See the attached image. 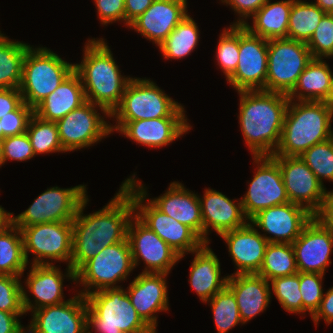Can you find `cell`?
<instances>
[{
	"label": "cell",
	"instance_id": "obj_31",
	"mask_svg": "<svg viewBox=\"0 0 333 333\" xmlns=\"http://www.w3.org/2000/svg\"><path fill=\"white\" fill-rule=\"evenodd\" d=\"M332 74L329 63L323 59H312L288 94L289 100L330 103Z\"/></svg>",
	"mask_w": 333,
	"mask_h": 333
},
{
	"label": "cell",
	"instance_id": "obj_33",
	"mask_svg": "<svg viewBox=\"0 0 333 333\" xmlns=\"http://www.w3.org/2000/svg\"><path fill=\"white\" fill-rule=\"evenodd\" d=\"M31 45L10 40L5 34L0 38V88H19L23 62Z\"/></svg>",
	"mask_w": 333,
	"mask_h": 333
},
{
	"label": "cell",
	"instance_id": "obj_35",
	"mask_svg": "<svg viewBox=\"0 0 333 333\" xmlns=\"http://www.w3.org/2000/svg\"><path fill=\"white\" fill-rule=\"evenodd\" d=\"M199 35L197 23L188 14L158 47L166 60H181L197 47Z\"/></svg>",
	"mask_w": 333,
	"mask_h": 333
},
{
	"label": "cell",
	"instance_id": "obj_32",
	"mask_svg": "<svg viewBox=\"0 0 333 333\" xmlns=\"http://www.w3.org/2000/svg\"><path fill=\"white\" fill-rule=\"evenodd\" d=\"M293 0L265 3L251 18L252 26L246 27L252 34L264 39L287 38L289 16Z\"/></svg>",
	"mask_w": 333,
	"mask_h": 333
},
{
	"label": "cell",
	"instance_id": "obj_4",
	"mask_svg": "<svg viewBox=\"0 0 333 333\" xmlns=\"http://www.w3.org/2000/svg\"><path fill=\"white\" fill-rule=\"evenodd\" d=\"M333 106L324 101L289 100L281 140L273 155L300 156L333 137Z\"/></svg>",
	"mask_w": 333,
	"mask_h": 333
},
{
	"label": "cell",
	"instance_id": "obj_40",
	"mask_svg": "<svg viewBox=\"0 0 333 333\" xmlns=\"http://www.w3.org/2000/svg\"><path fill=\"white\" fill-rule=\"evenodd\" d=\"M301 159L323 183V179L333 182V137L307 149Z\"/></svg>",
	"mask_w": 333,
	"mask_h": 333
},
{
	"label": "cell",
	"instance_id": "obj_53",
	"mask_svg": "<svg viewBox=\"0 0 333 333\" xmlns=\"http://www.w3.org/2000/svg\"><path fill=\"white\" fill-rule=\"evenodd\" d=\"M26 313H9L0 311V333H26V328L18 317Z\"/></svg>",
	"mask_w": 333,
	"mask_h": 333
},
{
	"label": "cell",
	"instance_id": "obj_34",
	"mask_svg": "<svg viewBox=\"0 0 333 333\" xmlns=\"http://www.w3.org/2000/svg\"><path fill=\"white\" fill-rule=\"evenodd\" d=\"M27 266L21 231L12 223L0 233V275L22 277Z\"/></svg>",
	"mask_w": 333,
	"mask_h": 333
},
{
	"label": "cell",
	"instance_id": "obj_39",
	"mask_svg": "<svg viewBox=\"0 0 333 333\" xmlns=\"http://www.w3.org/2000/svg\"><path fill=\"white\" fill-rule=\"evenodd\" d=\"M205 303L211 306L217 333H229L239 323L243 324L236 298L227 286Z\"/></svg>",
	"mask_w": 333,
	"mask_h": 333
},
{
	"label": "cell",
	"instance_id": "obj_48",
	"mask_svg": "<svg viewBox=\"0 0 333 333\" xmlns=\"http://www.w3.org/2000/svg\"><path fill=\"white\" fill-rule=\"evenodd\" d=\"M94 3L102 25L116 21H123L125 24L124 0H94Z\"/></svg>",
	"mask_w": 333,
	"mask_h": 333
},
{
	"label": "cell",
	"instance_id": "obj_59",
	"mask_svg": "<svg viewBox=\"0 0 333 333\" xmlns=\"http://www.w3.org/2000/svg\"><path fill=\"white\" fill-rule=\"evenodd\" d=\"M3 140V129L1 128V122H0V141Z\"/></svg>",
	"mask_w": 333,
	"mask_h": 333
},
{
	"label": "cell",
	"instance_id": "obj_25",
	"mask_svg": "<svg viewBox=\"0 0 333 333\" xmlns=\"http://www.w3.org/2000/svg\"><path fill=\"white\" fill-rule=\"evenodd\" d=\"M166 273H140L126 292L140 317L150 326L157 327L158 312L169 311Z\"/></svg>",
	"mask_w": 333,
	"mask_h": 333
},
{
	"label": "cell",
	"instance_id": "obj_43",
	"mask_svg": "<svg viewBox=\"0 0 333 333\" xmlns=\"http://www.w3.org/2000/svg\"><path fill=\"white\" fill-rule=\"evenodd\" d=\"M306 44L313 59L333 58V15L331 13L323 16Z\"/></svg>",
	"mask_w": 333,
	"mask_h": 333
},
{
	"label": "cell",
	"instance_id": "obj_23",
	"mask_svg": "<svg viewBox=\"0 0 333 333\" xmlns=\"http://www.w3.org/2000/svg\"><path fill=\"white\" fill-rule=\"evenodd\" d=\"M201 217L203 221V241L210 243L207 236L210 229L218 235L245 226L249 220L246 218L241 200L229 199L222 192L205 188L203 197L198 195ZM237 201V202H236Z\"/></svg>",
	"mask_w": 333,
	"mask_h": 333
},
{
	"label": "cell",
	"instance_id": "obj_17",
	"mask_svg": "<svg viewBox=\"0 0 333 333\" xmlns=\"http://www.w3.org/2000/svg\"><path fill=\"white\" fill-rule=\"evenodd\" d=\"M271 157L280 167L289 201L305 207L314 215L325 199L326 187L300 156L271 155Z\"/></svg>",
	"mask_w": 333,
	"mask_h": 333
},
{
	"label": "cell",
	"instance_id": "obj_28",
	"mask_svg": "<svg viewBox=\"0 0 333 333\" xmlns=\"http://www.w3.org/2000/svg\"><path fill=\"white\" fill-rule=\"evenodd\" d=\"M226 286L233 292L243 325L263 313L270 304V283L258 274L228 275Z\"/></svg>",
	"mask_w": 333,
	"mask_h": 333
},
{
	"label": "cell",
	"instance_id": "obj_54",
	"mask_svg": "<svg viewBox=\"0 0 333 333\" xmlns=\"http://www.w3.org/2000/svg\"><path fill=\"white\" fill-rule=\"evenodd\" d=\"M154 0H124L125 24L129 25L153 3Z\"/></svg>",
	"mask_w": 333,
	"mask_h": 333
},
{
	"label": "cell",
	"instance_id": "obj_12",
	"mask_svg": "<svg viewBox=\"0 0 333 333\" xmlns=\"http://www.w3.org/2000/svg\"><path fill=\"white\" fill-rule=\"evenodd\" d=\"M86 185L72 188L58 186L47 188L21 214L12 215V223L17 227L36 224L73 221L79 206L87 197Z\"/></svg>",
	"mask_w": 333,
	"mask_h": 333
},
{
	"label": "cell",
	"instance_id": "obj_2",
	"mask_svg": "<svg viewBox=\"0 0 333 333\" xmlns=\"http://www.w3.org/2000/svg\"><path fill=\"white\" fill-rule=\"evenodd\" d=\"M239 124L253 156H271L281 140L289 103L287 94L265 90L238 91Z\"/></svg>",
	"mask_w": 333,
	"mask_h": 333
},
{
	"label": "cell",
	"instance_id": "obj_49",
	"mask_svg": "<svg viewBox=\"0 0 333 333\" xmlns=\"http://www.w3.org/2000/svg\"><path fill=\"white\" fill-rule=\"evenodd\" d=\"M226 6H230L232 10L239 15L238 20L232 25L244 26L247 19L252 17L265 3L269 0H220Z\"/></svg>",
	"mask_w": 333,
	"mask_h": 333
},
{
	"label": "cell",
	"instance_id": "obj_16",
	"mask_svg": "<svg viewBox=\"0 0 333 333\" xmlns=\"http://www.w3.org/2000/svg\"><path fill=\"white\" fill-rule=\"evenodd\" d=\"M127 240L136 268L140 259L146 265L142 273L169 274L179 255L135 214L129 222Z\"/></svg>",
	"mask_w": 333,
	"mask_h": 333
},
{
	"label": "cell",
	"instance_id": "obj_52",
	"mask_svg": "<svg viewBox=\"0 0 333 333\" xmlns=\"http://www.w3.org/2000/svg\"><path fill=\"white\" fill-rule=\"evenodd\" d=\"M321 318L328 325L333 323V286L323 294L320 307L312 316V321L315 323V326L318 325Z\"/></svg>",
	"mask_w": 333,
	"mask_h": 333
},
{
	"label": "cell",
	"instance_id": "obj_37",
	"mask_svg": "<svg viewBox=\"0 0 333 333\" xmlns=\"http://www.w3.org/2000/svg\"><path fill=\"white\" fill-rule=\"evenodd\" d=\"M298 273L292 244L268 243L265 249L262 265L257 273L270 281Z\"/></svg>",
	"mask_w": 333,
	"mask_h": 333
},
{
	"label": "cell",
	"instance_id": "obj_11",
	"mask_svg": "<svg viewBox=\"0 0 333 333\" xmlns=\"http://www.w3.org/2000/svg\"><path fill=\"white\" fill-rule=\"evenodd\" d=\"M20 231L28 264L30 252L35 255L32 265H53V261H65L71 267L72 221L36 224L21 227Z\"/></svg>",
	"mask_w": 333,
	"mask_h": 333
},
{
	"label": "cell",
	"instance_id": "obj_27",
	"mask_svg": "<svg viewBox=\"0 0 333 333\" xmlns=\"http://www.w3.org/2000/svg\"><path fill=\"white\" fill-rule=\"evenodd\" d=\"M150 201L163 213L191 228L203 240V221L198 195L179 181L170 183L167 191Z\"/></svg>",
	"mask_w": 333,
	"mask_h": 333
},
{
	"label": "cell",
	"instance_id": "obj_30",
	"mask_svg": "<svg viewBox=\"0 0 333 333\" xmlns=\"http://www.w3.org/2000/svg\"><path fill=\"white\" fill-rule=\"evenodd\" d=\"M85 102L81 78L74 70L34 108V114L43 120L57 122Z\"/></svg>",
	"mask_w": 333,
	"mask_h": 333
},
{
	"label": "cell",
	"instance_id": "obj_45",
	"mask_svg": "<svg viewBox=\"0 0 333 333\" xmlns=\"http://www.w3.org/2000/svg\"><path fill=\"white\" fill-rule=\"evenodd\" d=\"M0 311L25 313L21 277L0 275Z\"/></svg>",
	"mask_w": 333,
	"mask_h": 333
},
{
	"label": "cell",
	"instance_id": "obj_10",
	"mask_svg": "<svg viewBox=\"0 0 333 333\" xmlns=\"http://www.w3.org/2000/svg\"><path fill=\"white\" fill-rule=\"evenodd\" d=\"M312 59L304 42L290 38L269 39L266 91L288 95Z\"/></svg>",
	"mask_w": 333,
	"mask_h": 333
},
{
	"label": "cell",
	"instance_id": "obj_38",
	"mask_svg": "<svg viewBox=\"0 0 333 333\" xmlns=\"http://www.w3.org/2000/svg\"><path fill=\"white\" fill-rule=\"evenodd\" d=\"M26 133L29 136L35 156L45 153L66 152L60 142L56 122L43 120L33 114Z\"/></svg>",
	"mask_w": 333,
	"mask_h": 333
},
{
	"label": "cell",
	"instance_id": "obj_26",
	"mask_svg": "<svg viewBox=\"0 0 333 333\" xmlns=\"http://www.w3.org/2000/svg\"><path fill=\"white\" fill-rule=\"evenodd\" d=\"M249 221L245 226L219 235L227 244L237 274H257L262 265L268 241Z\"/></svg>",
	"mask_w": 333,
	"mask_h": 333
},
{
	"label": "cell",
	"instance_id": "obj_50",
	"mask_svg": "<svg viewBox=\"0 0 333 333\" xmlns=\"http://www.w3.org/2000/svg\"><path fill=\"white\" fill-rule=\"evenodd\" d=\"M23 103L19 88H0V118Z\"/></svg>",
	"mask_w": 333,
	"mask_h": 333
},
{
	"label": "cell",
	"instance_id": "obj_47",
	"mask_svg": "<svg viewBox=\"0 0 333 333\" xmlns=\"http://www.w3.org/2000/svg\"><path fill=\"white\" fill-rule=\"evenodd\" d=\"M34 109L23 102L16 110L0 118L3 139L7 136L20 135L26 132Z\"/></svg>",
	"mask_w": 333,
	"mask_h": 333
},
{
	"label": "cell",
	"instance_id": "obj_55",
	"mask_svg": "<svg viewBox=\"0 0 333 333\" xmlns=\"http://www.w3.org/2000/svg\"><path fill=\"white\" fill-rule=\"evenodd\" d=\"M12 215L13 212H7L0 205V233L7 229L12 224Z\"/></svg>",
	"mask_w": 333,
	"mask_h": 333
},
{
	"label": "cell",
	"instance_id": "obj_15",
	"mask_svg": "<svg viewBox=\"0 0 333 333\" xmlns=\"http://www.w3.org/2000/svg\"><path fill=\"white\" fill-rule=\"evenodd\" d=\"M268 40L239 26V58L235 72L226 80L235 90H265Z\"/></svg>",
	"mask_w": 333,
	"mask_h": 333
},
{
	"label": "cell",
	"instance_id": "obj_8",
	"mask_svg": "<svg viewBox=\"0 0 333 333\" xmlns=\"http://www.w3.org/2000/svg\"><path fill=\"white\" fill-rule=\"evenodd\" d=\"M145 78H133L125 88L120 105L112 112L114 121L186 117L184 106Z\"/></svg>",
	"mask_w": 333,
	"mask_h": 333
},
{
	"label": "cell",
	"instance_id": "obj_51",
	"mask_svg": "<svg viewBox=\"0 0 333 333\" xmlns=\"http://www.w3.org/2000/svg\"><path fill=\"white\" fill-rule=\"evenodd\" d=\"M333 235V190L327 191L320 209L313 215Z\"/></svg>",
	"mask_w": 333,
	"mask_h": 333
},
{
	"label": "cell",
	"instance_id": "obj_7",
	"mask_svg": "<svg viewBox=\"0 0 333 333\" xmlns=\"http://www.w3.org/2000/svg\"><path fill=\"white\" fill-rule=\"evenodd\" d=\"M73 71L74 64L63 60L49 48L30 46L24 58L19 87L23 102L34 109Z\"/></svg>",
	"mask_w": 333,
	"mask_h": 333
},
{
	"label": "cell",
	"instance_id": "obj_1",
	"mask_svg": "<svg viewBox=\"0 0 333 333\" xmlns=\"http://www.w3.org/2000/svg\"><path fill=\"white\" fill-rule=\"evenodd\" d=\"M88 201L87 196L72 221L71 268L75 273L105 247L127 240L128 225L135 214L132 197L122 185L102 209L85 215Z\"/></svg>",
	"mask_w": 333,
	"mask_h": 333
},
{
	"label": "cell",
	"instance_id": "obj_24",
	"mask_svg": "<svg viewBox=\"0 0 333 333\" xmlns=\"http://www.w3.org/2000/svg\"><path fill=\"white\" fill-rule=\"evenodd\" d=\"M187 15V0H154L129 27L159 46Z\"/></svg>",
	"mask_w": 333,
	"mask_h": 333
},
{
	"label": "cell",
	"instance_id": "obj_13",
	"mask_svg": "<svg viewBox=\"0 0 333 333\" xmlns=\"http://www.w3.org/2000/svg\"><path fill=\"white\" fill-rule=\"evenodd\" d=\"M97 110H101L104 116ZM107 117L110 114L104 108L86 101L58 120L56 124L63 149L66 152L79 150L106 138L112 133L111 123L104 120Z\"/></svg>",
	"mask_w": 333,
	"mask_h": 333
},
{
	"label": "cell",
	"instance_id": "obj_22",
	"mask_svg": "<svg viewBox=\"0 0 333 333\" xmlns=\"http://www.w3.org/2000/svg\"><path fill=\"white\" fill-rule=\"evenodd\" d=\"M25 279L26 289L32 293L34 301L28 297L26 289L23 287V308L25 313L32 312L45 306L58 305L66 302L63 294V282L71 279L75 282V272L67 265L64 274L61 269L53 265H32Z\"/></svg>",
	"mask_w": 333,
	"mask_h": 333
},
{
	"label": "cell",
	"instance_id": "obj_18",
	"mask_svg": "<svg viewBox=\"0 0 333 333\" xmlns=\"http://www.w3.org/2000/svg\"><path fill=\"white\" fill-rule=\"evenodd\" d=\"M66 302L32 311L26 333H88L87 302L80 293Z\"/></svg>",
	"mask_w": 333,
	"mask_h": 333
},
{
	"label": "cell",
	"instance_id": "obj_3",
	"mask_svg": "<svg viewBox=\"0 0 333 333\" xmlns=\"http://www.w3.org/2000/svg\"><path fill=\"white\" fill-rule=\"evenodd\" d=\"M84 45L82 61L74 63V70L81 78L85 99L111 115L120 105L132 77L121 75L104 38L89 39Z\"/></svg>",
	"mask_w": 333,
	"mask_h": 333
},
{
	"label": "cell",
	"instance_id": "obj_46",
	"mask_svg": "<svg viewBox=\"0 0 333 333\" xmlns=\"http://www.w3.org/2000/svg\"><path fill=\"white\" fill-rule=\"evenodd\" d=\"M35 157L28 134L7 136L1 141L0 161L1 166L7 160L27 161Z\"/></svg>",
	"mask_w": 333,
	"mask_h": 333
},
{
	"label": "cell",
	"instance_id": "obj_36",
	"mask_svg": "<svg viewBox=\"0 0 333 333\" xmlns=\"http://www.w3.org/2000/svg\"><path fill=\"white\" fill-rule=\"evenodd\" d=\"M325 14L313 1L293 0L287 38L307 43Z\"/></svg>",
	"mask_w": 333,
	"mask_h": 333
},
{
	"label": "cell",
	"instance_id": "obj_5",
	"mask_svg": "<svg viewBox=\"0 0 333 333\" xmlns=\"http://www.w3.org/2000/svg\"><path fill=\"white\" fill-rule=\"evenodd\" d=\"M88 333H140L150 326L136 312L123 287L106 288L85 296Z\"/></svg>",
	"mask_w": 333,
	"mask_h": 333
},
{
	"label": "cell",
	"instance_id": "obj_9",
	"mask_svg": "<svg viewBox=\"0 0 333 333\" xmlns=\"http://www.w3.org/2000/svg\"><path fill=\"white\" fill-rule=\"evenodd\" d=\"M134 269L128 240L105 247L75 273V283L84 287L78 293L86 296L106 288H119L116 284L125 281Z\"/></svg>",
	"mask_w": 333,
	"mask_h": 333
},
{
	"label": "cell",
	"instance_id": "obj_58",
	"mask_svg": "<svg viewBox=\"0 0 333 333\" xmlns=\"http://www.w3.org/2000/svg\"><path fill=\"white\" fill-rule=\"evenodd\" d=\"M330 104L333 106V74H332V81H331Z\"/></svg>",
	"mask_w": 333,
	"mask_h": 333
},
{
	"label": "cell",
	"instance_id": "obj_14",
	"mask_svg": "<svg viewBox=\"0 0 333 333\" xmlns=\"http://www.w3.org/2000/svg\"><path fill=\"white\" fill-rule=\"evenodd\" d=\"M253 161L257 170L240 199L249 221L266 208L290 202L278 163L271 156H253Z\"/></svg>",
	"mask_w": 333,
	"mask_h": 333
},
{
	"label": "cell",
	"instance_id": "obj_41",
	"mask_svg": "<svg viewBox=\"0 0 333 333\" xmlns=\"http://www.w3.org/2000/svg\"><path fill=\"white\" fill-rule=\"evenodd\" d=\"M272 290L283 309L290 313H302V297L300 291V272L277 277L269 281Z\"/></svg>",
	"mask_w": 333,
	"mask_h": 333
},
{
	"label": "cell",
	"instance_id": "obj_44",
	"mask_svg": "<svg viewBox=\"0 0 333 333\" xmlns=\"http://www.w3.org/2000/svg\"><path fill=\"white\" fill-rule=\"evenodd\" d=\"M323 274L300 272V291L302 297V314L309 312L311 317L319 309L323 298Z\"/></svg>",
	"mask_w": 333,
	"mask_h": 333
},
{
	"label": "cell",
	"instance_id": "obj_6",
	"mask_svg": "<svg viewBox=\"0 0 333 333\" xmlns=\"http://www.w3.org/2000/svg\"><path fill=\"white\" fill-rule=\"evenodd\" d=\"M135 175L122 182L132 197L135 215L165 241L180 256L179 259L200 249L205 242L191 228L159 210L147 198V188L135 179Z\"/></svg>",
	"mask_w": 333,
	"mask_h": 333
},
{
	"label": "cell",
	"instance_id": "obj_20",
	"mask_svg": "<svg viewBox=\"0 0 333 333\" xmlns=\"http://www.w3.org/2000/svg\"><path fill=\"white\" fill-rule=\"evenodd\" d=\"M187 117H165L135 121H115L111 132H120L124 137L150 148L167 146L183 134L188 133L192 126Z\"/></svg>",
	"mask_w": 333,
	"mask_h": 333
},
{
	"label": "cell",
	"instance_id": "obj_19",
	"mask_svg": "<svg viewBox=\"0 0 333 333\" xmlns=\"http://www.w3.org/2000/svg\"><path fill=\"white\" fill-rule=\"evenodd\" d=\"M312 218L313 214L305 207L288 202L260 211L250 222L264 232L268 243L292 244Z\"/></svg>",
	"mask_w": 333,
	"mask_h": 333
},
{
	"label": "cell",
	"instance_id": "obj_56",
	"mask_svg": "<svg viewBox=\"0 0 333 333\" xmlns=\"http://www.w3.org/2000/svg\"><path fill=\"white\" fill-rule=\"evenodd\" d=\"M314 3L326 13H331L333 10V0H316Z\"/></svg>",
	"mask_w": 333,
	"mask_h": 333
},
{
	"label": "cell",
	"instance_id": "obj_21",
	"mask_svg": "<svg viewBox=\"0 0 333 333\" xmlns=\"http://www.w3.org/2000/svg\"><path fill=\"white\" fill-rule=\"evenodd\" d=\"M292 247L298 272L325 273L333 253V235L314 217L304 226Z\"/></svg>",
	"mask_w": 333,
	"mask_h": 333
},
{
	"label": "cell",
	"instance_id": "obj_42",
	"mask_svg": "<svg viewBox=\"0 0 333 333\" xmlns=\"http://www.w3.org/2000/svg\"><path fill=\"white\" fill-rule=\"evenodd\" d=\"M216 60L228 79L236 70L239 58V25H230L219 36Z\"/></svg>",
	"mask_w": 333,
	"mask_h": 333
},
{
	"label": "cell",
	"instance_id": "obj_57",
	"mask_svg": "<svg viewBox=\"0 0 333 333\" xmlns=\"http://www.w3.org/2000/svg\"><path fill=\"white\" fill-rule=\"evenodd\" d=\"M156 328L157 327H149L148 329H146L145 331L143 332H140V333H157L156 331Z\"/></svg>",
	"mask_w": 333,
	"mask_h": 333
},
{
	"label": "cell",
	"instance_id": "obj_29",
	"mask_svg": "<svg viewBox=\"0 0 333 333\" xmlns=\"http://www.w3.org/2000/svg\"><path fill=\"white\" fill-rule=\"evenodd\" d=\"M192 254L195 257L190 265L188 281L199 299L205 303L226 286L228 275L220 277V261L208 243Z\"/></svg>",
	"mask_w": 333,
	"mask_h": 333
}]
</instances>
